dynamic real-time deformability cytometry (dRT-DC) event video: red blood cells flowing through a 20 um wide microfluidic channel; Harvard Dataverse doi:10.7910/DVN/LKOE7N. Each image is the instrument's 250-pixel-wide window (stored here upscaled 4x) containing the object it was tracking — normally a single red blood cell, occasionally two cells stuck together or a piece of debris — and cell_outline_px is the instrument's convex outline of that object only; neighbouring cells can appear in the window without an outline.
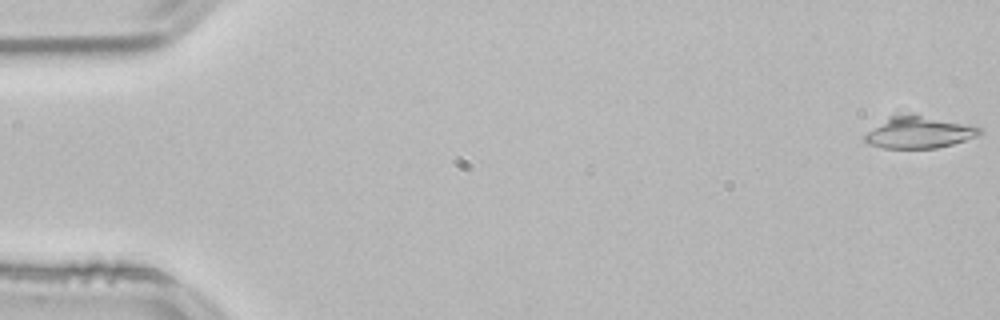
{"species": "common noctule bat (a hibernating species)", "species_latin": "Nyctalus noctula", "temperature_condition": "room temperature", "stored_images_in_passage": 54, "camera_frame_rate_fps": 3000, "um_per_image_px": 0.085, "animal": {"sex": "male", "body_mass_g": 21.5, "forearm_length_mm": 52.0}, "frame": {"image": 1, "passage_image": 1, "time_ms": 0.0, "image_size_px": [1000, 320], "cell_outline_px": [[984, 132], [976, 136], [952, 144], [936, 148], [884, 148], [868, 144], [864, 140], [864, 136], [868, 132], [888, 116], [912, 112], [976, 124]], "centroid_in_image_um": [78.18, 11.2], "position_along_channel_um": 6.8, "area_um2": 21.96}}
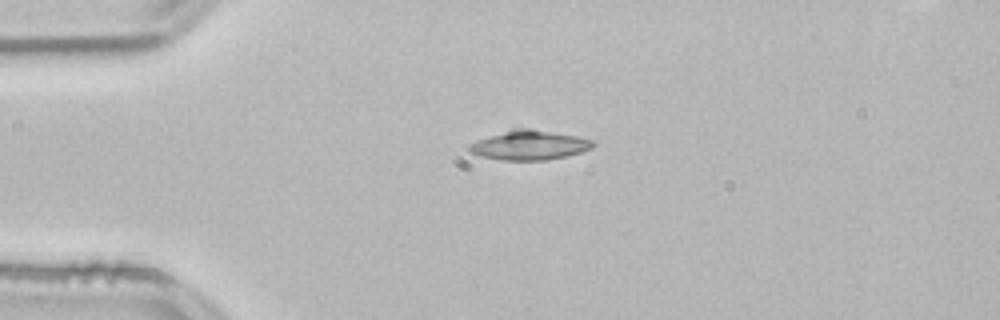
{"frame": {"image": 2, "passage_image": 13, "time_ms": 4.0, "image_size_px": [1000, 320], "cell_outline_px": [[596, 144], [592, 148], [568, 156], [544, 160], [500, 160], [480, 156], [468, 152], [468, 144], [476, 140], [512, 128], [532, 128], [576, 136], [596, 140]], "centroid_in_image_um": [44.99, 12.33], "position_along_channel_um": 40.0, "area_um2": 21.56}}
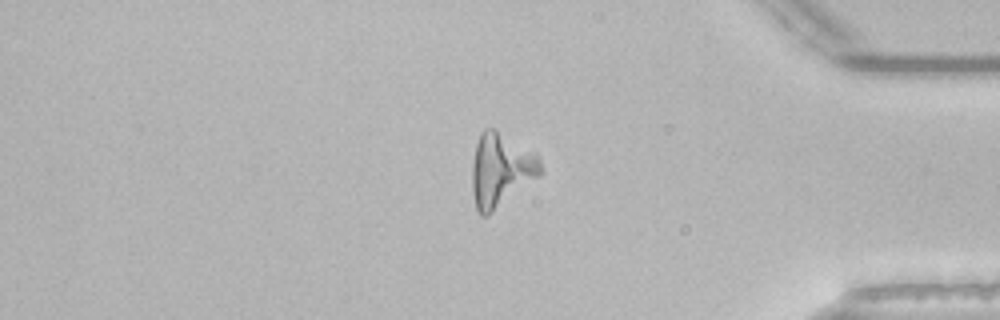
{"frame": {"image": 3, "passage_image": 45, "time_ms": 14.667, "image_size_px": [1000, 320], "cell_outline_px": [[544, 172], [540, 176], [488, 216], [480, 216], [476, 208], [472, 192], [472, 164], [476, 144], [480, 132], [484, 128], [496, 128], [536, 152], [540, 160]], "centroid_in_image_um": [42.59, 14.43], "position_along_channel_um": 392.6, "area_um2": 30.0}}